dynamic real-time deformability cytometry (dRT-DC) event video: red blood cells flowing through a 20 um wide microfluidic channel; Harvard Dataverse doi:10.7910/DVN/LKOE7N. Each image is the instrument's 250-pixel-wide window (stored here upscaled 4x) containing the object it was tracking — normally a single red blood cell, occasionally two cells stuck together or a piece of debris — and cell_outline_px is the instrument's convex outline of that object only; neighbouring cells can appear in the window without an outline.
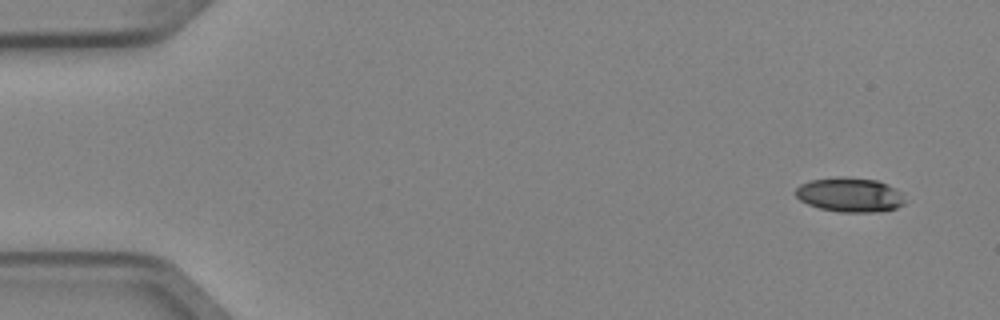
{"species": "Egyptian fruit bat (a non-hibernating species)", "species_latin": "Rousettus aegyptiacus", "temperature_condition": "cold", "stored_images_in_passage": 6, "camera_frame_rate_fps": 3000, "um_per_image_px": 0.085, "animal": {"sex": "female"}, "frame": {"image": 1, "passage_image": 1, "time_ms": 0.0, "image_size_px": [1000, 320], "cell_outline_px": [[904, 204], [896, 208], [876, 212], [840, 212], [820, 208], [808, 204], [800, 200], [796, 196], [796, 188], [800, 184], [812, 180], [836, 176], [844, 176], [876, 180], [888, 184], [896, 188], [900, 192], [904, 200]], "centroid_in_image_um": [72.23, 16.55], "position_along_channel_um": 12.8, "area_um2": 21.96}}
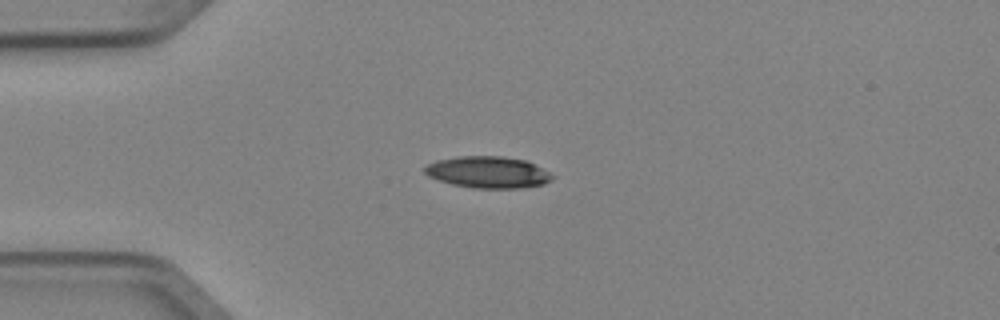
{"frame": {"image": 2, "passage_image": 4, "time_ms": 1.0, "image_size_px": [1000, 320], "cell_outline_px": [[556, 176], [552, 180], [544, 184], [524, 188], [476, 188], [452, 184], [428, 176], [424, 172], [424, 168], [428, 164], [436, 160], [460, 156], [500, 156], [528, 160]], "centroid_in_image_um": [41.53, 14.63], "position_along_channel_um": 43.5, "area_um2": 23.64}}
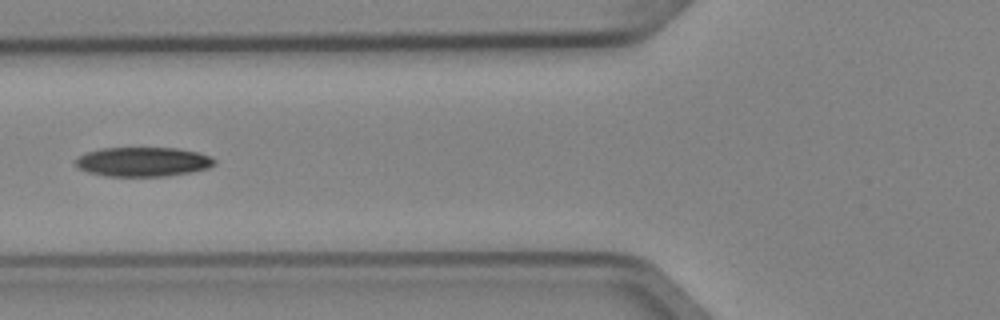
{"frame": {"image": 3, "passage_image": 6, "time_ms": 1.667, "image_size_px": [1000, 320], "cell_outline_px": [[216, 164], [208, 168], [188, 172], [164, 176], [108, 176], [88, 172], [76, 168], [76, 160], [84, 152], [100, 148], [176, 148], [196, 152], [208, 156], [216, 160]], "centroid_in_image_um": [12.11, 13.75], "position_along_channel_um": 113.7, "area_um2": 23.64}}